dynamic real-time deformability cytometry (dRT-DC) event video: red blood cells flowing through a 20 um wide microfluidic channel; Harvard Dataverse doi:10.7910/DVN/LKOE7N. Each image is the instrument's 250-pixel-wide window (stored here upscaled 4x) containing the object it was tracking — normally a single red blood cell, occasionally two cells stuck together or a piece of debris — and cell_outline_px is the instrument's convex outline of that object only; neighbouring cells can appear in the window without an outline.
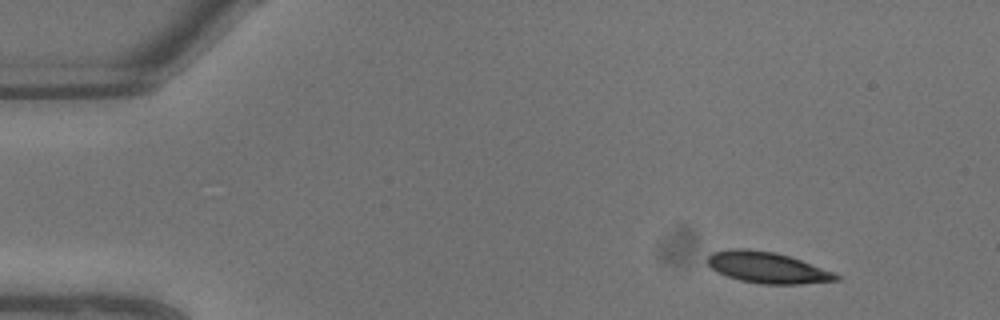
{"species": "common noctule bat (a hibernating species)", "species_latin": "Nyctalus noctula", "temperature_condition": "warm", "stored_images_in_passage": 5, "camera_frame_rate_fps": 3000, "um_per_image_px": 0.085, "animal": {"sex": "male", "body_mass_g": 13.3}, "frame": {"image": 1, "passage_image": 1, "time_ms": 0.0, "image_size_px": [1000, 320], "cell_outline_px": [[844, 276], [840, 280], [800, 284], [760, 284], [740, 280], [716, 272], [708, 264], [708, 256], [712, 252], [728, 248], [748, 248], [776, 252], [800, 260]], "centroid_in_image_um": [65.22, 22.74], "position_along_channel_um": 19.8, "area_um2": 23.47}}
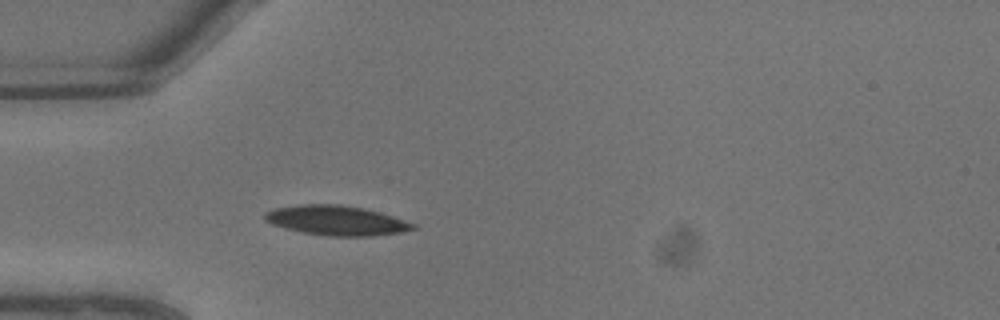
{"frame": {"image": 2, "passage_image": 5, "time_ms": 1.333, "image_size_px": [1000, 320], "cell_outline_px": [[416, 228], [400, 232], [372, 236], [328, 236], [300, 232], [284, 228], [272, 224], [264, 220], [264, 212], [276, 208], [300, 204], [340, 204], [364, 208], [380, 212], [416, 224]], "centroid_in_image_um": [28.56, 18.73], "position_along_channel_um": 56.4, "area_um2": 25.72}}